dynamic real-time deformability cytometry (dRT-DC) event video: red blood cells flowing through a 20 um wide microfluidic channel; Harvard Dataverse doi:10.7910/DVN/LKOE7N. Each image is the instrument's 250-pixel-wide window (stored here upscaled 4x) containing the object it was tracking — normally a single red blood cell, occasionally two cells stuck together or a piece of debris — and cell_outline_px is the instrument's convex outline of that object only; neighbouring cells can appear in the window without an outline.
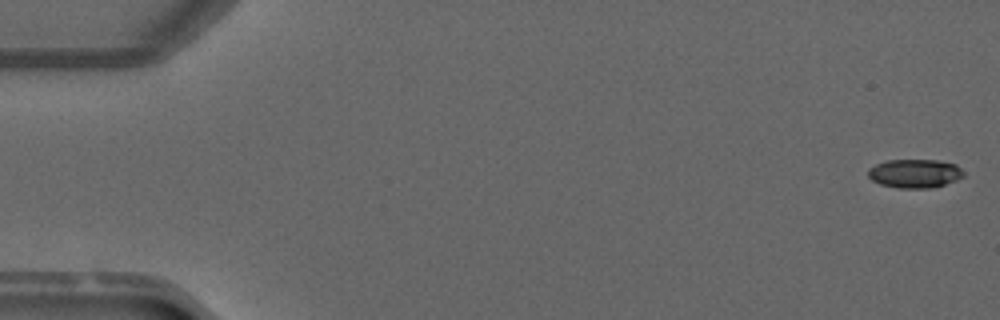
{"species": "common noctule bat (a hibernating species)", "species_latin": "Nyctalus noctula", "temperature_condition": "warm", "stored_images_in_passage": 50, "camera_frame_rate_fps": 3000, "um_per_image_px": 0.085, "animal": {"sex": "male", "forearm_length_mm": 52.5}, "frame": {"image": 1, "passage_image": 1, "time_ms": 0.0, "image_size_px": [1000, 320], "cell_outline_px": [[964, 176], [956, 180], [932, 188], [900, 188], [880, 184], [872, 180], [868, 176], [868, 168], [876, 164], [888, 160], [936, 160], [956, 164], [964, 172]], "centroid_in_image_um": [77.75, 14.74], "position_along_channel_um": 7.2, "area_um2": 15.95}}
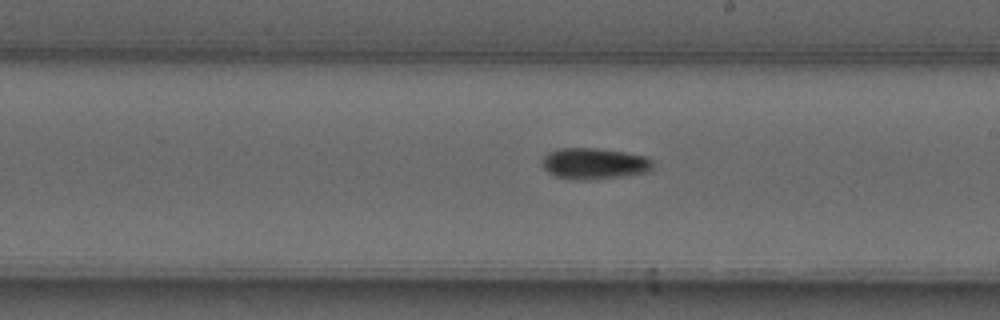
{"frame": {"image": 2, "passage_image": 29, "time_ms": 9.333, "image_size_px": [1000, 320], "cell_outline_px": [[652, 168], [648, 172], [596, 180], [576, 180], [556, 176], [548, 172], [540, 164], [540, 160], [548, 152], [560, 148], [600, 148], [648, 156], [652, 160]], "centroid_in_image_um": [50.49, 13.9], "position_along_channel_um": 238.5, "area_um2": 20.46}}
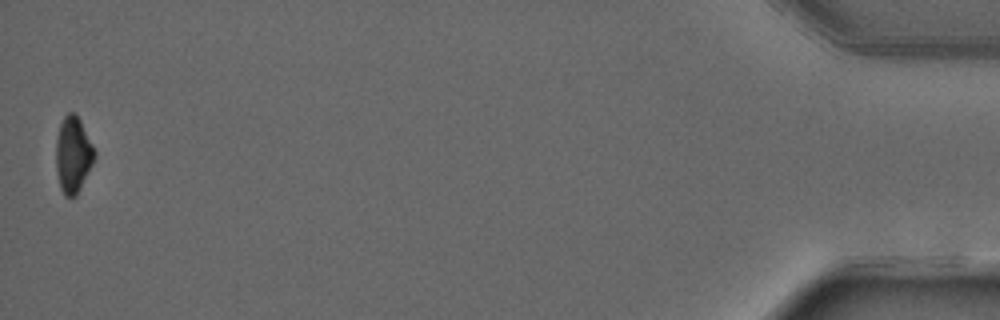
{"frame": {"image": 3, "passage_image": 50, "time_ms": 16.333, "image_size_px": [1000, 320], "cell_outline_px": [[96, 156], [76, 196], [64, 196], [60, 188], [56, 168], [56, 140], [60, 124], [64, 116], [68, 112], [76, 112], [96, 152]], "centroid_in_image_um": [6.2, 13.13], "position_along_channel_um": 429.0, "area_um2": 16.99}}